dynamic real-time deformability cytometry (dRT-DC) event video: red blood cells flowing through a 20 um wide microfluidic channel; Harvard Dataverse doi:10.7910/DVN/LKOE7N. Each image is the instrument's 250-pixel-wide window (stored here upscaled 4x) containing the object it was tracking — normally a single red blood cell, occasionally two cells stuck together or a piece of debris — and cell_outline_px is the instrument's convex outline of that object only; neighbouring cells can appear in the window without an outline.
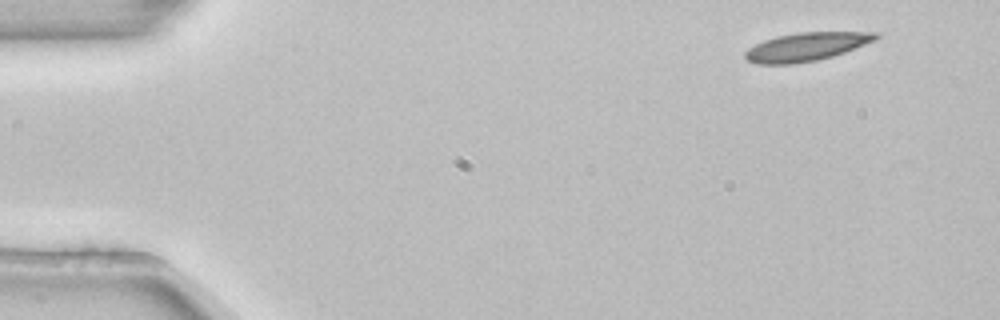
{"species": "common noctule bat (a hibernating species)", "species_latin": "Nyctalus noctula", "temperature_condition": "room temperature", "stored_images_in_passage": 4, "camera_frame_rate_fps": 3000, "um_per_image_px": 0.085, "animal": {"sex": "female", "body_mass_g": 22.7, "forearm_length_mm": 54.2}, "frame": {"image": 1, "passage_image": 1, "time_ms": 0.0, "image_size_px": [1000, 320], "cell_outline_px": [[880, 36], [876, 40], [844, 52], [832, 56], [816, 60], [792, 64], [756, 64], [748, 60], [744, 56], [744, 52], [748, 48], [764, 40], [776, 36], [800, 32], [880, 32]], "centroid_in_image_um": [68.53, 3.97], "position_along_channel_um": 16.5, "area_um2": 21.56}}
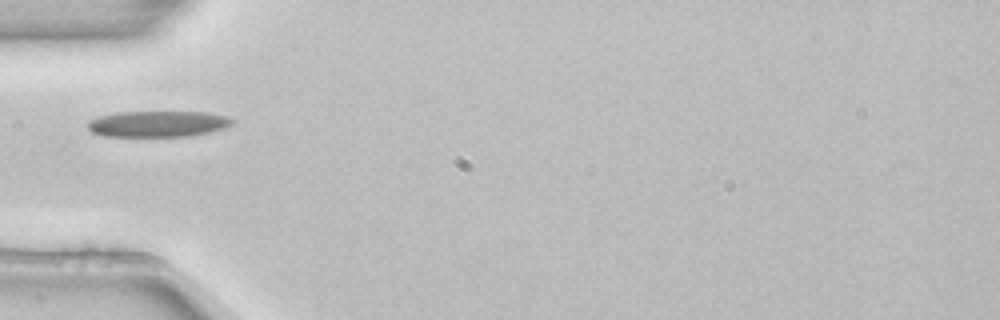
{"frame": {"image": 2, "passage_image": 4, "time_ms": 1.0, "image_size_px": [1000, 320], "cell_outline_px": [[236, 120], [232, 124], [224, 128], [208, 132], [188, 136], [104, 136], [92, 132], [88, 128], [88, 120], [100, 116], [116, 112], [208, 112], [228, 116]], "centroid_in_image_um": [13.44, 10.52], "position_along_channel_um": 71.6, "area_um2": 21.96}}